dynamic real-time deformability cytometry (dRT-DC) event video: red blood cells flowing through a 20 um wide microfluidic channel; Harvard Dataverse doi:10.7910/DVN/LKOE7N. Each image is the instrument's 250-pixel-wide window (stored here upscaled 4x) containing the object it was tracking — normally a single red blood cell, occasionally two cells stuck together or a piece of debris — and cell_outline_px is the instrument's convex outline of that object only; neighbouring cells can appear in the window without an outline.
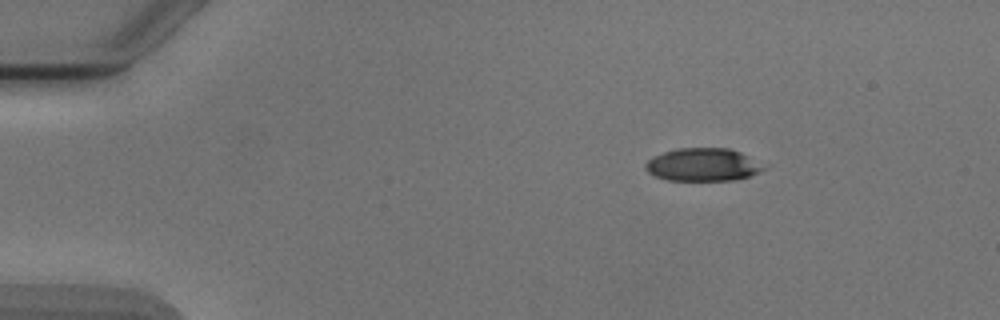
{"species": "Egyptian fruit bat (a non-hibernating species)", "species_latin": "Rousettus aegyptiacus", "temperature_condition": "cold", "stored_images_in_passage": 3, "camera_frame_rate_fps": 3000, "um_per_image_px": 0.085, "animal": {"sex": "male"}, "frame": {"image": 1, "passage_image": 1, "time_ms": 0.0, "image_size_px": [1000, 320], "cell_outline_px": [[768, 168], [760, 172], [748, 176], [732, 180], [668, 180], [656, 176], [648, 172], [644, 168], [644, 164], [652, 156], [676, 148], [728, 148], [740, 152], [768, 164]], "centroid_in_image_um": [59.79, 13.99], "position_along_channel_um": 25.2, "area_um2": 22.95}}